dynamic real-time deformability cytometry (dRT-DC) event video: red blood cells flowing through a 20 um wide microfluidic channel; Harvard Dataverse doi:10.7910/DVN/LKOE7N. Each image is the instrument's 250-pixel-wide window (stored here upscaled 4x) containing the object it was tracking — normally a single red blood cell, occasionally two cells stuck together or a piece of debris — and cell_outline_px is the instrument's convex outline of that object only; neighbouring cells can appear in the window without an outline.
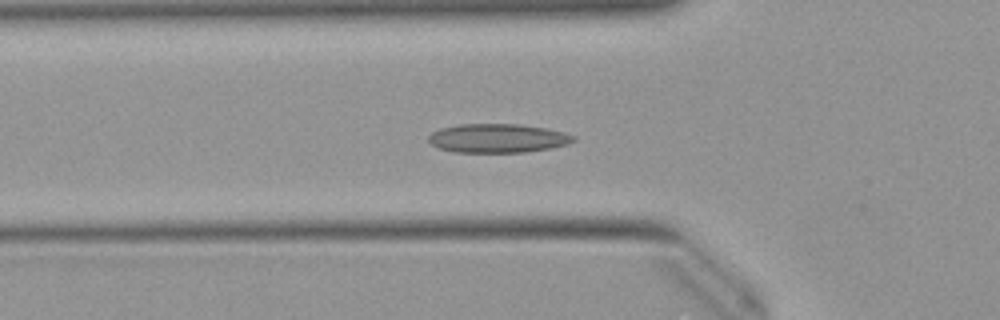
{"species": "Egyptian fruit bat (a non-hibernating species)", "species_latin": "Rousettus aegyptiacus", "temperature_condition": "warm", "stored_images_in_passage": 50, "camera_frame_rate_fps": 3000, "um_per_image_px": 0.085, "animal": {"sex": "female"}, "frame": {"image": 1, "passage_image": 15, "time_ms": 4.667, "image_size_px": [1000, 320], "cell_outline_px": [[576, 140], [568, 144], [548, 148], [524, 152], [456, 152], [440, 148], [432, 144], [428, 140], [428, 136], [432, 132], [440, 128], [460, 124], [516, 124], [544, 128], [564, 132], [576, 136]], "centroid_in_image_um": [42.3, 11.74], "position_along_channel_um": 83.5, "area_um2": 24.22}}
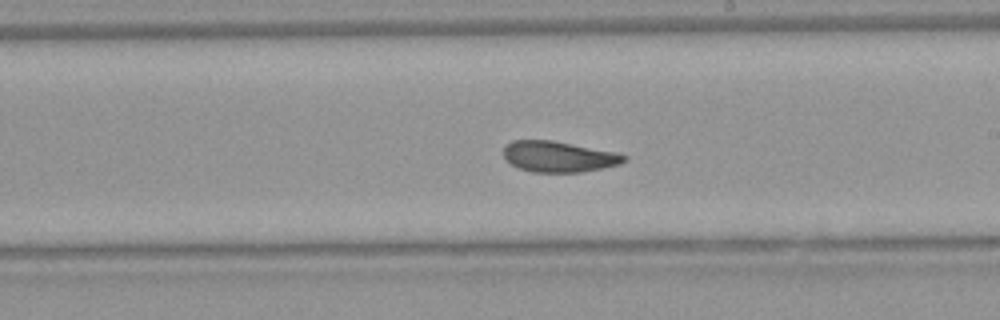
{"frame": {"image": 2, "passage_image": 27, "time_ms": 8.667, "image_size_px": [1000, 320], "cell_outline_px": [[628, 160], [620, 164], [580, 172], [532, 172], [520, 168], [504, 160], [504, 148], [512, 140], [552, 140], [620, 152], [628, 156]], "centroid_in_image_um": [47.53, 13.3], "position_along_channel_um": 241.5, "area_um2": 21.85}}
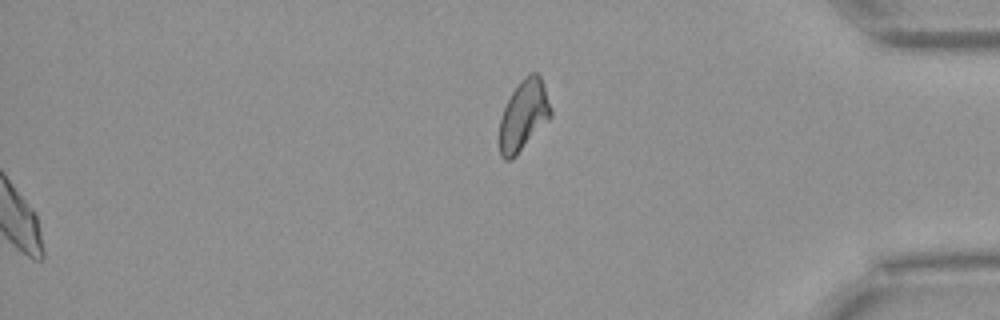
{"frame": {"image": 3, "passage_image": 50, "time_ms": 16.333, "image_size_px": [1000, 320], "cell_outline_px": [[552, 116], [516, 156], [512, 160], [504, 160], [500, 156], [500, 116], [512, 92], [520, 80], [532, 72], [536, 72], [540, 76], [544, 84], [552, 108]], "centroid_in_image_um": [44.52, 9.81], "position_along_channel_um": 390.7, "area_um2": 21.1}, "authors_computed_cell_mechanics": {"area_um2": 22.5998, "velocity_mm_per_s": 3.9536, "shape_relaxation_time_tau1_ms": 10.4565, "shape_relaxation_time_tau2_ms": 1.942, "deformation_change_tau1": 0.2177, "deformation_change_tau2": 0.0648}}